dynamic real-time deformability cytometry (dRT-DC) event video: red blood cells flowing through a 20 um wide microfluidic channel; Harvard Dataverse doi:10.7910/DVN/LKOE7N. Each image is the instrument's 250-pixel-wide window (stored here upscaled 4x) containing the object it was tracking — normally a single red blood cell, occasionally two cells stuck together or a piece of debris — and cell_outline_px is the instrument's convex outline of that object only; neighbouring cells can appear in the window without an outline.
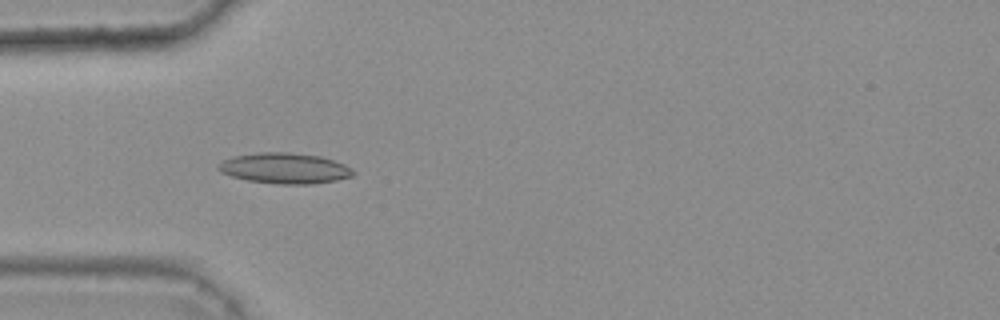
{"species": "common noctule bat (a hibernating species)", "species_latin": "Nyctalus noctula", "temperature_condition": "warm", "stored_images_in_passage": 46, "camera_frame_rate_fps": 3000, "um_per_image_px": 0.085, "animal": {"sex": "female", "body_mass_g": 25.1}, "frame": {"image": 1, "passage_image": 16, "time_ms": 5.0, "image_size_px": [1000, 320], "cell_outline_px": [[356, 172], [352, 176], [336, 180], [312, 184], [276, 184], [248, 180], [232, 176], [220, 172], [216, 168], [224, 160], [232, 156], [260, 152], [288, 152], [320, 156], [344, 164]], "centroid_in_image_um": [24.19, 14.3], "position_along_channel_um": 60.8, "area_um2": 23.99}}
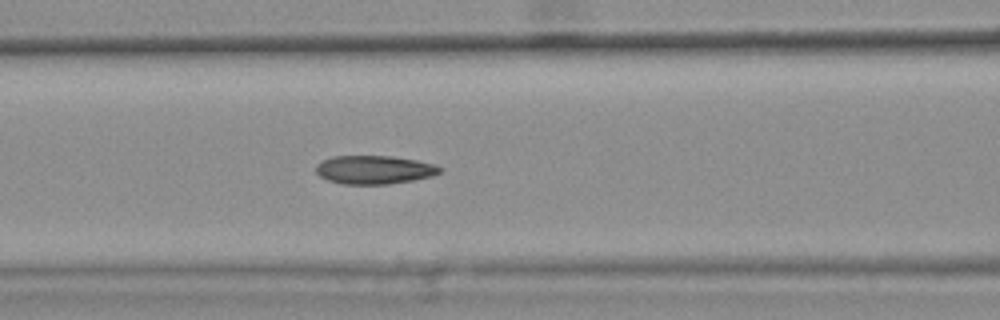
{"frame": {"image": 2, "passage_image": 22, "time_ms": 7.0, "image_size_px": [1000, 320], "cell_outline_px": [[444, 168], [440, 172], [432, 176], [412, 180], [388, 184], [340, 184], [328, 180], [320, 176], [316, 172], [316, 164], [320, 160], [332, 156], [392, 156], [416, 160], [436, 164]], "centroid_in_image_um": [31.8, 14.42], "position_along_channel_um": 134.8, "area_um2": 20.75}}
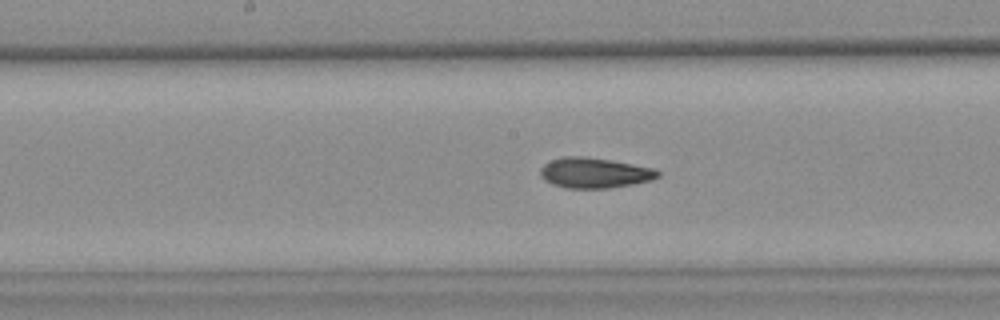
{"frame": {"image": 3, "passage_image": 27, "time_ms": 8.667, "image_size_px": [1000, 320], "cell_outline_px": [[660, 176], [652, 180], [632, 184], [608, 188], [568, 188], [552, 184], [544, 180], [540, 176], [540, 168], [544, 164], [560, 156], [584, 156], [632, 164], [652, 168], [660, 172]], "centroid_in_image_um": [50.5, 14.69], "position_along_channel_um": 197.7, "area_um2": 20.69}, "authors_computed_cell_mechanics": {"area_um2": 20.9236, "velocity_mm_per_s": 3.7798, "shape_relaxation_time_tau1_ms": null, "shape_relaxation_time_tau2_ms": 3.0853, "deformation_change_tau1": null, "deformation_change_tau2": 0.0958}}